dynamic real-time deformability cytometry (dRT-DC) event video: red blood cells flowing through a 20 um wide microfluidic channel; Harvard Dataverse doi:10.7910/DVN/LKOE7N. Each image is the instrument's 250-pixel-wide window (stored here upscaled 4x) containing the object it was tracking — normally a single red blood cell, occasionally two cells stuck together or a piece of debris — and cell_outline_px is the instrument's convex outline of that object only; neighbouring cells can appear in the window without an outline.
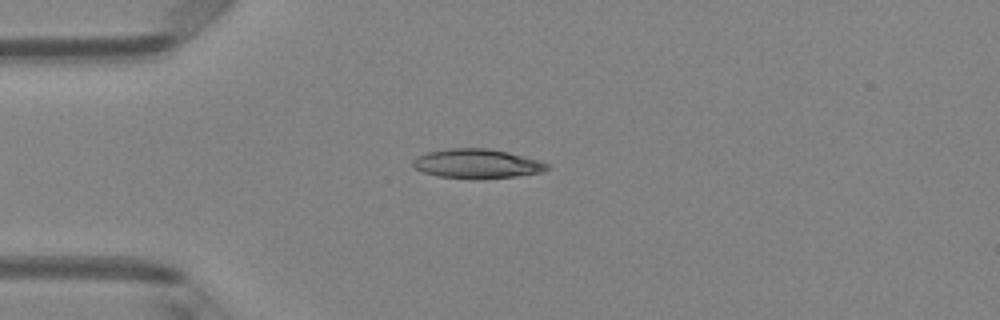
{"species": "Egyptian fruit bat (a non-hibernating species)", "species_latin": "Rousettus aegyptiacus", "temperature_condition": "room temperature", "stored_images_in_passage": 3, "camera_frame_rate_fps": 3000, "um_per_image_px": 0.085, "animal": {"sex": "female"}, "frame": {"image": 1, "passage_image": 3, "time_ms": 0.667, "image_size_px": [1000, 320], "cell_outline_px": [[552, 164], [544, 172], [516, 176], [436, 176], [424, 172], [416, 168], [412, 164], [412, 160], [416, 156], [428, 152], [448, 148], [488, 148], [508, 152], [540, 160]], "centroid_in_image_um": [40.58, 13.86], "position_along_channel_um": 44.4, "area_um2": 22.2}}